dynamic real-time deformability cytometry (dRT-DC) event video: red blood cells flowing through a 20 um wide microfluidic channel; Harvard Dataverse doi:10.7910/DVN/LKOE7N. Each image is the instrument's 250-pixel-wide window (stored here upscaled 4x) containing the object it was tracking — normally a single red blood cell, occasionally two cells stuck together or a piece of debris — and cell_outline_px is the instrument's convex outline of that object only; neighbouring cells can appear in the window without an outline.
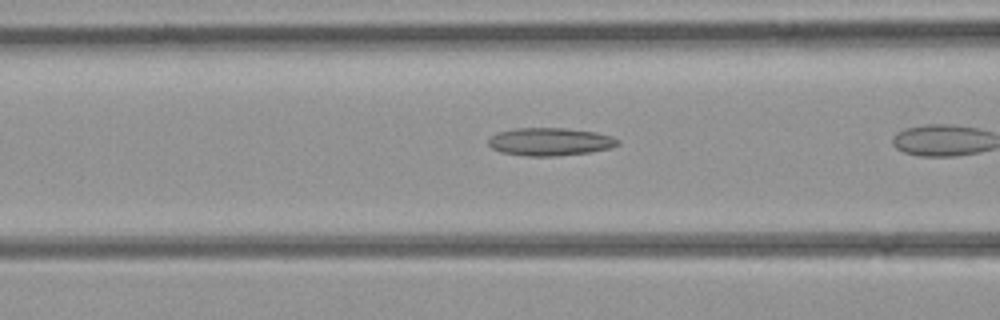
{"species": "common noctule bat (a hibernating species)", "species_latin": "Nyctalus noctula", "temperature_condition": "room temperature", "stored_images_in_passage": 5, "camera_frame_rate_fps": 3000, "um_per_image_px": 0.085, "animal": {"sex": "female", "body_mass_g": 21.9}, "frame": {"image": 1, "passage_image": 4, "time_ms": 1.0, "image_size_px": [1000, 320], "cell_outline_px": [[620, 144], [612, 148], [592, 152], [560, 156], [528, 156], [500, 152], [492, 148], [488, 144], [488, 140], [496, 132], [516, 128], [564, 128], [596, 132], [612, 136], [620, 140]], "centroid_in_image_um": [46.79, 12.05], "position_along_channel_um": 119.8, "area_um2": 21.27}}